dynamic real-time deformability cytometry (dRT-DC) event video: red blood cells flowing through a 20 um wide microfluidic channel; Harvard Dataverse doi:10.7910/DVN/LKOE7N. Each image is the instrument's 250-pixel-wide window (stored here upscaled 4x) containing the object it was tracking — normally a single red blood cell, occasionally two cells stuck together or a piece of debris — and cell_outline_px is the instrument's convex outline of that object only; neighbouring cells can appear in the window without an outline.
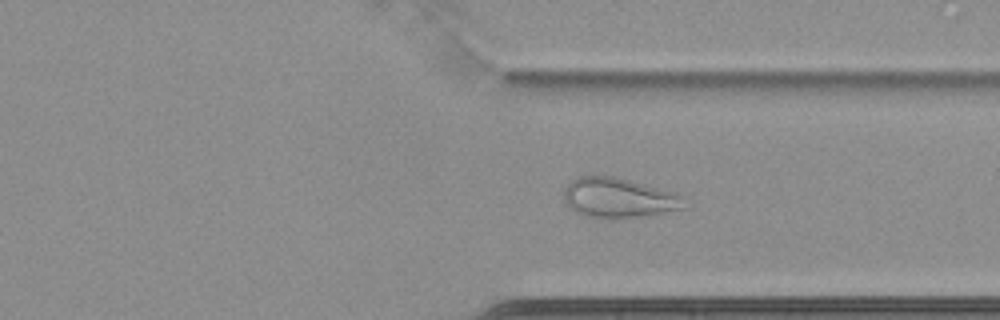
{"species": "common noctule bat (a hibernating species)", "species_latin": "Nyctalus noctula", "temperature_condition": "cold", "stored_images_in_passage": 42, "camera_frame_rate_fps": 3000, "um_per_image_px": 0.085, "animal": {"sex": "female", "body_mass_g": 22.7, "forearm_length_mm": 54.2}, "frame": {"image": 1, "passage_image": 28, "time_ms": 9.0, "image_size_px": [1000, 320], "cell_outline_px": [[688, 196], [684, 208], [664, 212], [616, 220], [584, 216], [576, 212], [564, 200], [564, 188], [576, 176], [616, 176], [676, 192]], "centroid_in_image_um": [52.63, 16.82], "position_along_channel_um": 358.8, "area_um2": 28.5}}
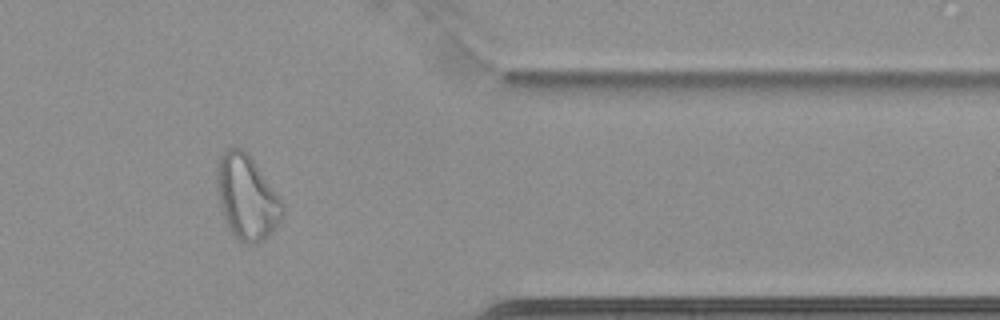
{"frame": {"image": 2, "passage_image": 32, "time_ms": 10.333, "image_size_px": [1000, 320], "cell_outline_px": [[284, 216], [272, 232], [264, 240], [256, 244], [244, 244], [228, 228], [224, 220], [220, 204], [216, 184], [216, 168], [220, 156], [224, 148], [240, 148], [256, 164], [284, 204]], "centroid_in_image_um": [20.97, 16.8], "position_along_channel_um": 390.4, "area_um2": 32.25}, "authors_computed_cell_mechanics": {"area_um2": 26.4724, "velocity_mm_per_s": 3.4709, "shape_relaxation_time_tau1_ms": null, "shape_relaxation_time_tau2_ms": 2.6851, "deformation_change_tau1": null, "deformation_change_tau2": 0.1108}}